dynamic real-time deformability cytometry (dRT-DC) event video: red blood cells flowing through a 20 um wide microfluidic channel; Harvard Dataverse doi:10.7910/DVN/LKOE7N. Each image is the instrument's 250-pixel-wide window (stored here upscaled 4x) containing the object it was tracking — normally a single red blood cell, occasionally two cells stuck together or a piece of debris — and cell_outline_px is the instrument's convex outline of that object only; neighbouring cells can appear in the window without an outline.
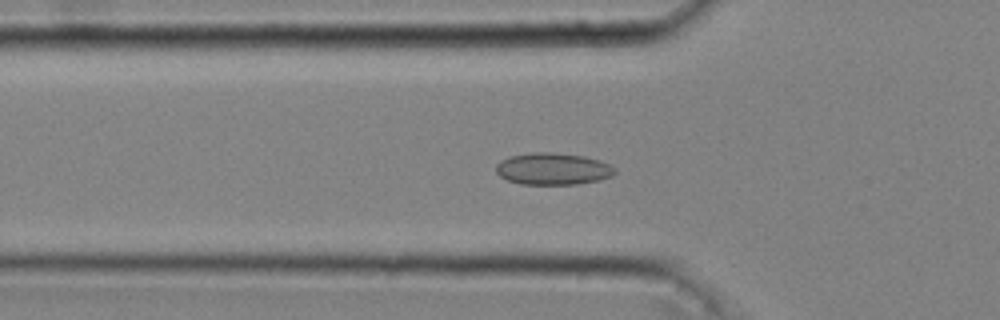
{"species": "common noctule bat (a hibernating species)", "species_latin": "Nyctalus noctula", "temperature_condition": "cold", "stored_images_in_passage": 33, "camera_frame_rate_fps": 3000, "um_per_image_px": 0.085, "animal": {"sex": "male", "body_mass_g": 20.4}, "frame": {"image": 1, "passage_image": 2, "time_ms": 0.333, "image_size_px": [1000, 320], "cell_outline_px": [[616, 172], [612, 176], [596, 180], [576, 184], [520, 184], [508, 180], [500, 176], [496, 172], [496, 164], [500, 160], [512, 156], [532, 152], [552, 152], [584, 156], [608, 164], [616, 168]], "centroid_in_image_um": [46.97, 14.35], "position_along_channel_um": 78.8, "area_um2": 21.91}}
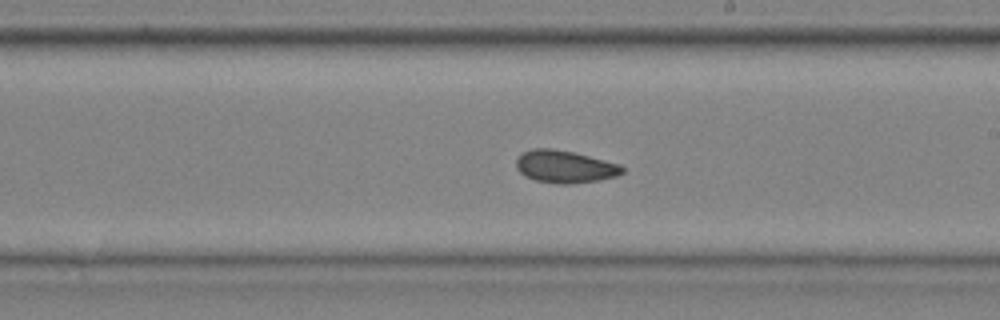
{"frame": {"image": 2, "passage_image": 14, "time_ms": 4.333, "image_size_px": [1000, 320], "cell_outline_px": [[624, 172], [616, 176], [600, 180], [568, 184], [560, 184], [536, 180], [524, 176], [516, 168], [516, 160], [524, 152], [532, 148], [552, 148], [572, 152], [620, 164], [624, 168]], "centroid_in_image_um": [48.01, 14.17], "position_along_channel_um": 241.0, "area_um2": 19.94}}
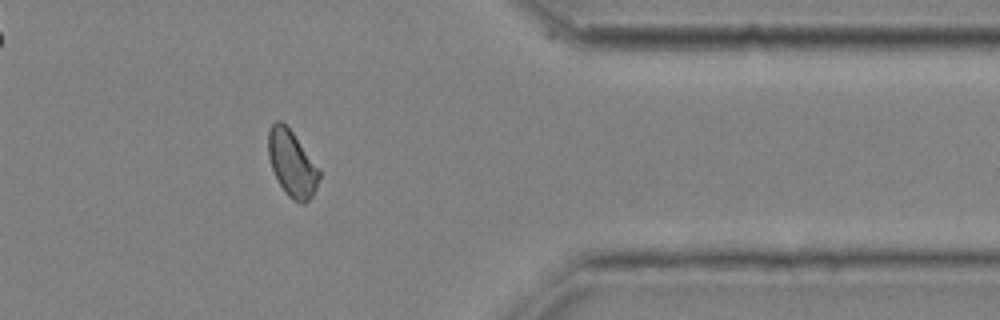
{"frame": {"image": 3, "passage_image": 26, "time_ms": 8.333, "image_size_px": [1000, 320], "cell_outline_px": [[320, 176], [316, 188], [312, 196], [304, 204], [300, 204], [288, 196], [284, 192], [272, 168], [268, 156], [268, 128], [276, 120], [280, 120], [292, 132], [320, 172]], "centroid_in_image_um": [24.78, 13.91], "position_along_channel_um": 386.6, "area_um2": 19.19}, "authors_computed_cell_mechanics": {"area_um2": 19.8832, "velocity_mm_per_s": 4.05, "shape_relaxation_time_tau1_ms": null, "shape_relaxation_time_tau2_ms": 2.0762, "deformation_change_tau1": null, "deformation_change_tau2": 0.0622}}